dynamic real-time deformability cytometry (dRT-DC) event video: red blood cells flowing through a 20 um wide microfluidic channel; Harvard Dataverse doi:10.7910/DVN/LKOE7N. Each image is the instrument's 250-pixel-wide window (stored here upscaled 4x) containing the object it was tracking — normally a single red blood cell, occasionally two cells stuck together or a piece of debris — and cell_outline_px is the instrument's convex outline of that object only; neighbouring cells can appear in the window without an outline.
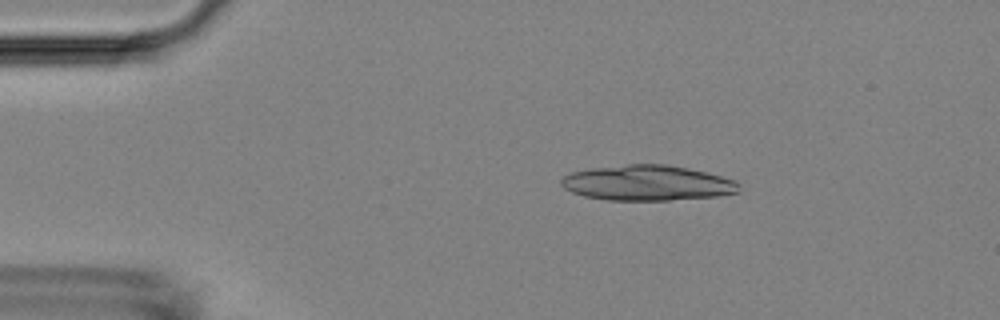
{"species": "Egyptian fruit bat (a non-hibernating species)", "species_latin": "Rousettus aegyptiacus", "temperature_condition": "room temperature", "stored_images_in_passage": 18, "camera_frame_rate_fps": 3000, "um_per_image_px": 0.085, "animal": {"sex": "female"}, "frame": {"image": 1, "passage_image": 8, "time_ms": 2.333, "image_size_px": [1000, 320], "cell_outline_px": [[740, 192], [716, 196], [668, 200], [608, 200], [584, 196], [572, 192], [564, 188], [560, 184], [560, 180], [564, 176], [572, 172], [592, 168], [628, 164], [664, 164], [688, 168], [736, 180], [740, 184]], "centroid_in_image_um": [55.02, 15.55], "position_along_channel_um": 30.0, "area_um2": 36.53}}